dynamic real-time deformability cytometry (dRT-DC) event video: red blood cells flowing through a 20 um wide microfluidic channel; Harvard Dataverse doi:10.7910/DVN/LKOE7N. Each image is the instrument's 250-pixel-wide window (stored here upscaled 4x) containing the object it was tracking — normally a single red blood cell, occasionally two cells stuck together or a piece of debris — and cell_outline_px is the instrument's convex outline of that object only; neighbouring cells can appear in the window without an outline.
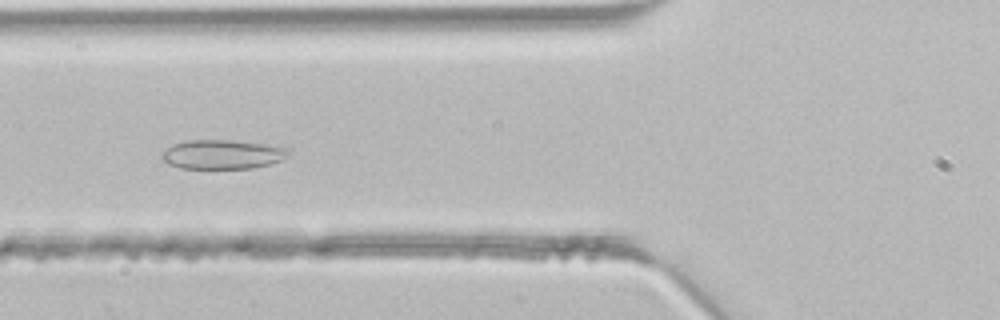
{"species": "common noctule bat (a hibernating species)", "species_latin": "Nyctalus noctula", "temperature_condition": "room temperature", "stored_images_in_passage": 8, "camera_frame_rate_fps": 3000, "um_per_image_px": 0.085, "animal": {"sex": "male", "body_mass_g": 21.5, "forearm_length_mm": 52.0}, "frame": {"image": 1, "passage_image": 3, "time_ms": 0.667, "image_size_px": [1000, 320], "cell_outline_px": [[292, 152], [288, 156], [280, 160], [268, 164], [252, 168], [180, 168], [168, 164], [160, 156], [172, 144], [188, 140], [232, 140], [264, 144], [292, 148]], "centroid_in_image_um": [18.94, 13.11], "position_along_channel_um": 106.9, "area_um2": 21.56}}
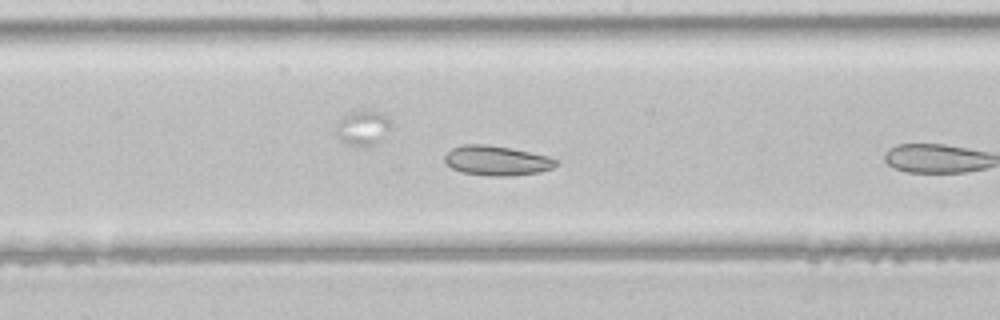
{"frame": {"image": 2, "passage_image": 7, "time_ms": 2.0, "image_size_px": [1000, 320], "cell_outline_px": [[556, 164], [552, 168], [540, 172], [512, 176], [488, 176], [464, 172], [452, 168], [444, 160], [444, 156], [452, 148], [460, 144], [484, 144], [508, 148], [548, 156], [556, 160]], "centroid_in_image_um": [42.19, 13.65], "position_along_channel_um": 206.0, "area_um2": 19.07}}